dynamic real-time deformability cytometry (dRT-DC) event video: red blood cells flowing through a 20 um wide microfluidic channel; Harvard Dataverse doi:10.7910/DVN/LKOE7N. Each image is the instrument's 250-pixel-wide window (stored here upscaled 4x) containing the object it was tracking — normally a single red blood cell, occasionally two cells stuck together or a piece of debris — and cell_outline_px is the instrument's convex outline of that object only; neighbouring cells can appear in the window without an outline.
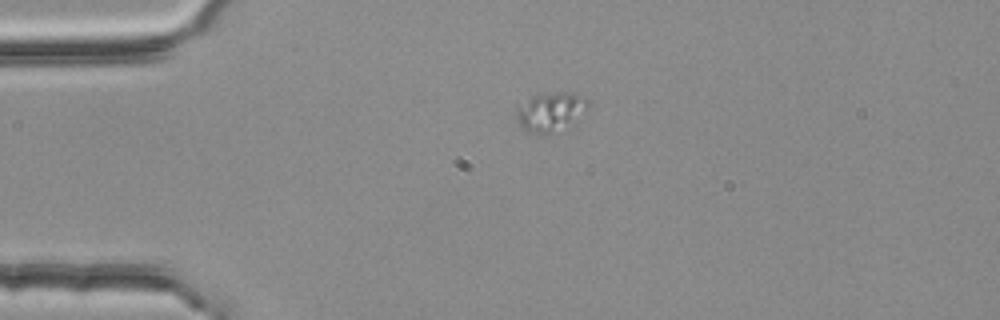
{"species": "common noctule bat (a hibernating species)", "species_latin": "Nyctalus noctula", "temperature_condition": "room temperature", "stored_images_in_passage": 43, "camera_frame_rate_fps": 3000, "um_per_image_px": 0.085, "animal": {"sex": "female", "body_mass_g": 25.1}, "frame": {"image": 1, "passage_image": 1, "time_ms": 0.0, "image_size_px": [1000, 320], "cell_outline_px": [[588, 108], [544, 136], [540, 136], [524, 128], [520, 124], [516, 116], [516, 108], [532, 96], [540, 92], [568, 92], [584, 96], [588, 100]], "centroid_in_image_um": [46.72, 9.43], "position_along_channel_um": 38.3, "area_um2": 15.55}}